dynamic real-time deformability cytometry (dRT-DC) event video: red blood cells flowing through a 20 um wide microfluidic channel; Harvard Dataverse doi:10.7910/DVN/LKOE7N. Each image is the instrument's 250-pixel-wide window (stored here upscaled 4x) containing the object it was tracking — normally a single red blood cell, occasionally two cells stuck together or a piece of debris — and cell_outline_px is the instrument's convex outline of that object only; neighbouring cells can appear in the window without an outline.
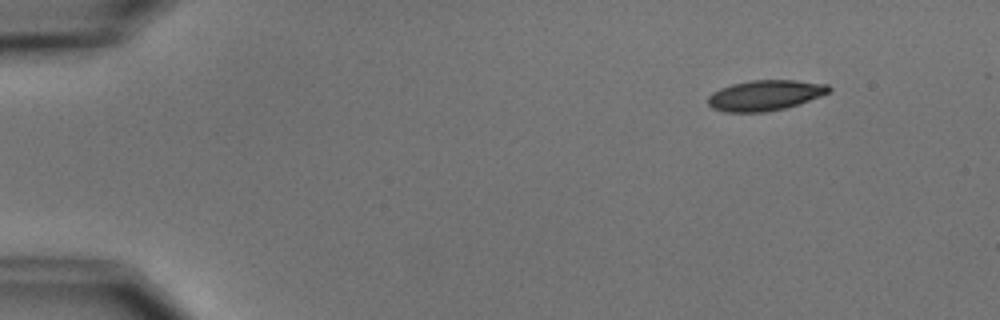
{"species": "common noctule bat (a hibernating species)", "species_latin": "Nyctalus noctula", "temperature_condition": "cold", "stored_images_in_passage": 4, "camera_frame_rate_fps": 3000, "um_per_image_px": 0.085, "animal": {"sex": "male", "body_mass_g": 15.6}, "frame": {"image": 1, "passage_image": 1, "time_ms": 0.0, "image_size_px": [1000, 320], "cell_outline_px": [[832, 88], [828, 92], [820, 96], [800, 104], [784, 108], [764, 112], [724, 112], [712, 108], [708, 104], [708, 96], [712, 92], [720, 88], [732, 84], [752, 80], [796, 80], [828, 84]], "centroid_in_image_um": [65.02, 8.1], "position_along_channel_um": 20.0, "area_um2": 21.5}}